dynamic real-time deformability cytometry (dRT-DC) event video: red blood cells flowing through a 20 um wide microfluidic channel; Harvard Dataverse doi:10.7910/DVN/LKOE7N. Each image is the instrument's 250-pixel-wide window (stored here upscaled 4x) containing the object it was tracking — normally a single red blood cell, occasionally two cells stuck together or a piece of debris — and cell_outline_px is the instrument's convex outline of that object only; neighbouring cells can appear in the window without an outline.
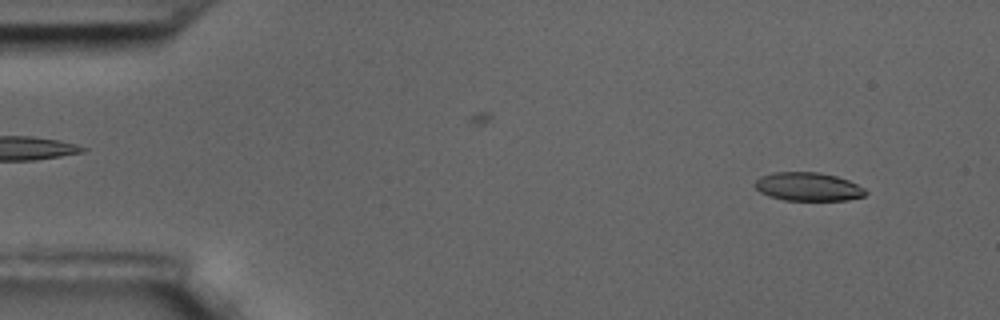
{"species": "common noctule bat (a hibernating species)", "species_latin": "Nyctalus noctula", "temperature_condition": "room temperature", "stored_images_in_passage": 55, "camera_frame_rate_fps": 3000, "um_per_image_px": 0.085, "animal": {"sex": "male", "body_mass_g": 17.5, "forearm_length_mm": 52.3}, "frame": {"image": 1, "passage_image": 3, "time_ms": 0.667, "image_size_px": [1000, 320], "cell_outline_px": [[868, 192], [864, 196], [848, 200], [784, 200], [768, 196], [760, 192], [752, 184], [760, 176], [772, 172], [820, 172], [836, 176], [848, 180], [864, 188]], "centroid_in_image_um": [68.66, 15.86], "position_along_channel_um": 16.3, "area_um2": 18.5}}
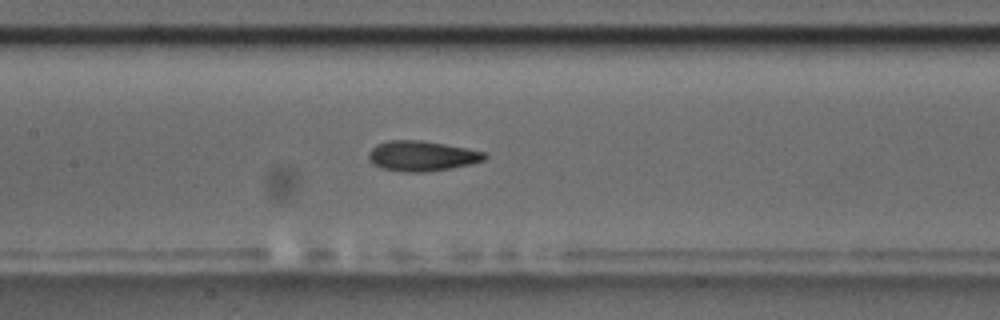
{"frame": {"image": 2, "passage_image": 25, "time_ms": 8.0, "image_size_px": [1000, 320], "cell_outline_px": [[488, 156], [484, 160], [472, 164], [424, 172], [404, 172], [380, 168], [372, 164], [368, 160], [368, 152], [376, 144], [388, 140], [420, 140], [444, 144], [484, 152]], "centroid_in_image_um": [35.8, 13.26], "position_along_channel_um": 171.6, "area_um2": 20.4}}
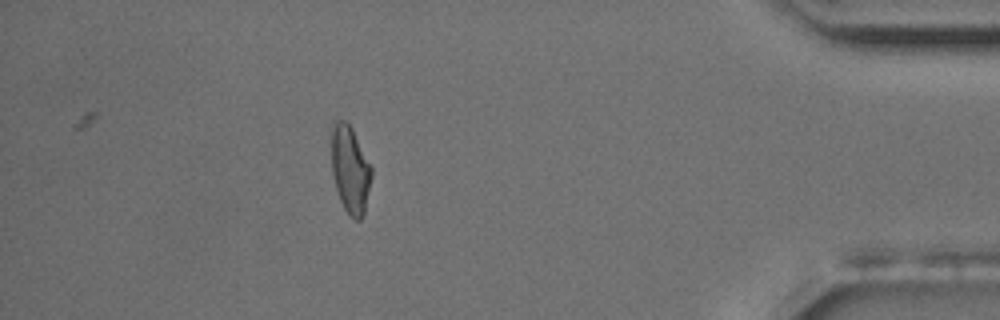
{"frame": {"image": 3, "passage_image": 49, "time_ms": 16.0, "image_size_px": [1000, 320], "cell_outline_px": [[372, 176], [364, 212], [360, 220], [356, 220], [348, 216], [340, 200], [336, 188], [332, 172], [328, 132], [332, 120], [344, 120], [352, 128], [372, 168]], "centroid_in_image_um": [29.7, 14.33], "position_along_channel_um": 405.5, "area_um2": 21.04}, "authors_computed_cell_mechanics": {"area_um2": 19.9988, "velocity_mm_per_s": 3.5149, "shape_relaxation_time_tau1_ms": 6.7132, "shape_relaxation_time_tau2_ms": 2.4673, "deformation_change_tau1": 0.1884, "deformation_change_tau2": 0.0956}}